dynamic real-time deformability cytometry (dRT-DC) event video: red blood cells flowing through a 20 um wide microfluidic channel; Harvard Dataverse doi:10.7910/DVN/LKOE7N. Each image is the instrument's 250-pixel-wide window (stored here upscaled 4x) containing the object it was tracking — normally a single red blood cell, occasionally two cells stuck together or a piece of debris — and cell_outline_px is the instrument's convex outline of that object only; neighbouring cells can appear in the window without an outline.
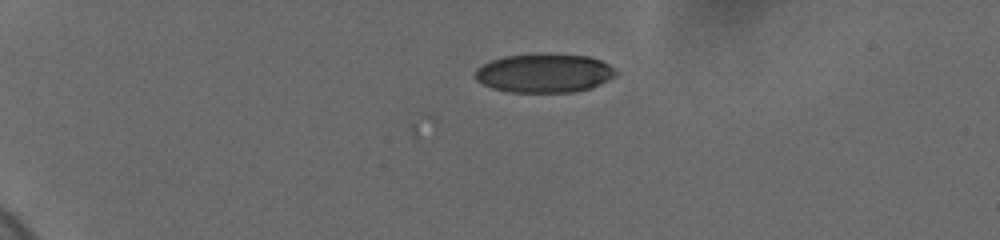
{"species": "human", "species_latin": "Homo sapiens", "temperature_condition": "cold", "stored_images_in_passage": 4, "camera_frame_rate_fps": 3000, "um_per_image_px": 0.085, "donor": {"sex": "female"}, "frame": {"image": 1, "passage_image": 1, "time_ms": 0.0, "image_size_px": [1000, 240], "cell_outline_px": [[616, 76], [592, 88], [572, 92], [508, 92], [492, 88], [476, 80], [476, 68], [492, 60], [504, 56], [544, 52], [588, 56], [600, 60], [608, 64], [616, 72]], "centroid_in_image_um": [46.26, 6.2], "position_along_channel_um": 38.7, "area_um2": 32.14}}